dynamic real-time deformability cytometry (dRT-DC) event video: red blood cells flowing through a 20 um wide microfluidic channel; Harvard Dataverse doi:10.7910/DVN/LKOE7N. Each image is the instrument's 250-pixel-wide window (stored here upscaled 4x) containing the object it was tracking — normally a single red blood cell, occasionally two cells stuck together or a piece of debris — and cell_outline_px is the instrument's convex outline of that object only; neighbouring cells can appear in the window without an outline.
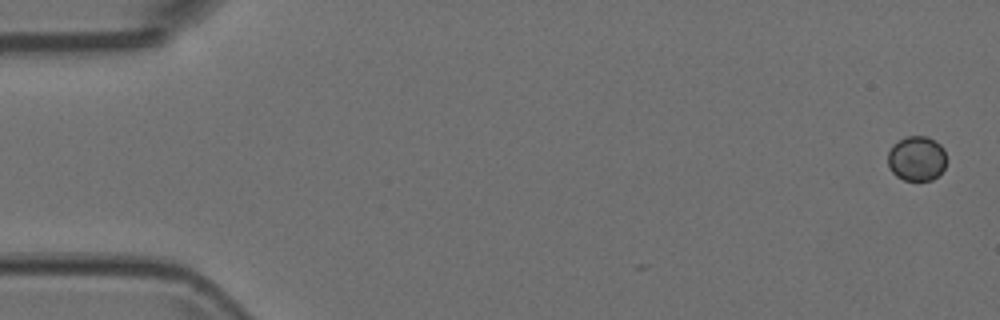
{"species": "Egyptian fruit bat (a non-hibernating species)", "species_latin": "Rousettus aegyptiacus", "temperature_condition": "room temperature", "stored_images_in_passage": 4, "camera_frame_rate_fps": 3000, "um_per_image_px": 0.085, "animal": {"sex": "female"}, "frame": {"image": 1, "passage_image": 1, "time_ms": 0.0, "image_size_px": [1000, 320], "cell_outline_px": [[944, 168], [932, 180], [904, 180], [896, 176], [888, 168], [888, 152], [892, 144], [908, 136], [928, 136], [940, 144], [944, 148]], "centroid_in_image_um": [77.88, 13.46], "position_along_channel_um": 7.1, "area_um2": 15.26}}